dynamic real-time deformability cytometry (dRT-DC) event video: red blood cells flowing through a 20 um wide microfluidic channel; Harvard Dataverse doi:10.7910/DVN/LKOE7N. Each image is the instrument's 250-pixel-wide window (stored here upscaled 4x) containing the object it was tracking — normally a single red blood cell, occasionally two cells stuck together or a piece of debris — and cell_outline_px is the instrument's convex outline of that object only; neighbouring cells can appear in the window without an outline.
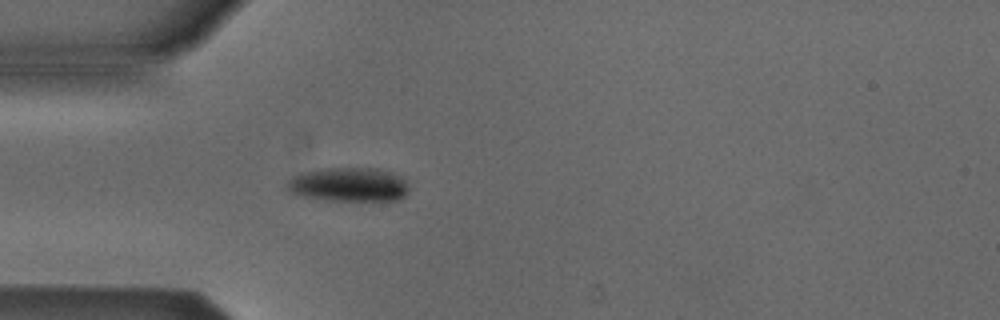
{"species": "Egyptian fruit bat (a non-hibernating species)", "species_latin": "Rousettus aegyptiacus", "temperature_condition": "cold", "stored_images_in_passage": 1, "camera_frame_rate_fps": 3000, "um_per_image_px": 0.085, "animal": {"sex": "male"}, "frame": {"image": 1, "passage_image": 1, "time_ms": 0.0, "image_size_px": [1000, 320], "cell_outline_px": [[408, 192], [400, 200], [324, 200], [304, 196], [292, 192], [284, 188], [288, 180], [292, 176], [300, 172], [328, 168], [376, 168], [388, 172], [408, 180]], "centroid_in_image_um": [29.63, 15.69], "position_along_channel_um": 55.4, "area_um2": 24.22}}